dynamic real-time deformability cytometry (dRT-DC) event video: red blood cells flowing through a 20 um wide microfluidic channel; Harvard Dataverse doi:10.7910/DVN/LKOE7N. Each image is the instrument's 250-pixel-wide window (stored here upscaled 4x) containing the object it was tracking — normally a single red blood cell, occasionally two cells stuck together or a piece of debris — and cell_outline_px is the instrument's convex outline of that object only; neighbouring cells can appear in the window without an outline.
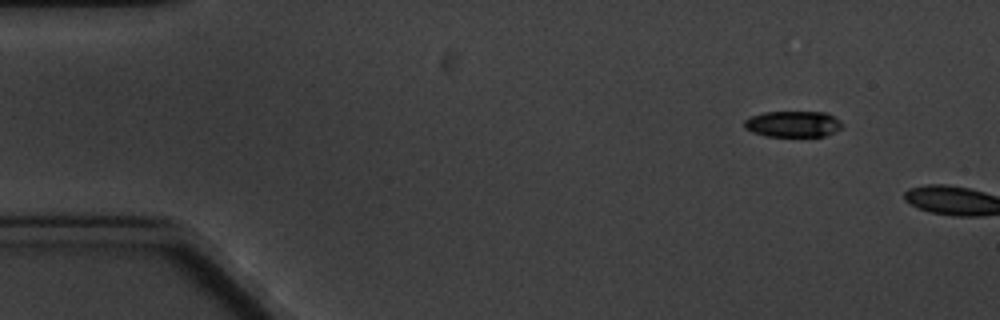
{"species": "common noctule bat (a hibernating species)", "species_latin": "Nyctalus noctula", "temperature_condition": "cold", "stored_images_in_passage": 2, "camera_frame_rate_fps": 3000, "um_per_image_px": 0.085, "animal": {"sex": "male", "body_mass_g": 20.1, "forearm_length_mm": 53.5}, "frame": {"image": 1, "passage_image": 1, "time_ms": 0.0, "image_size_px": [1000, 320], "cell_outline_px": [[840, 128], [824, 136], [768, 136], [752, 132], [744, 128], [744, 120], [752, 116], [764, 112], [824, 112], [840, 120]], "centroid_in_image_um": [67.35, 10.54], "position_along_channel_um": 17.6, "area_um2": 14.62}}